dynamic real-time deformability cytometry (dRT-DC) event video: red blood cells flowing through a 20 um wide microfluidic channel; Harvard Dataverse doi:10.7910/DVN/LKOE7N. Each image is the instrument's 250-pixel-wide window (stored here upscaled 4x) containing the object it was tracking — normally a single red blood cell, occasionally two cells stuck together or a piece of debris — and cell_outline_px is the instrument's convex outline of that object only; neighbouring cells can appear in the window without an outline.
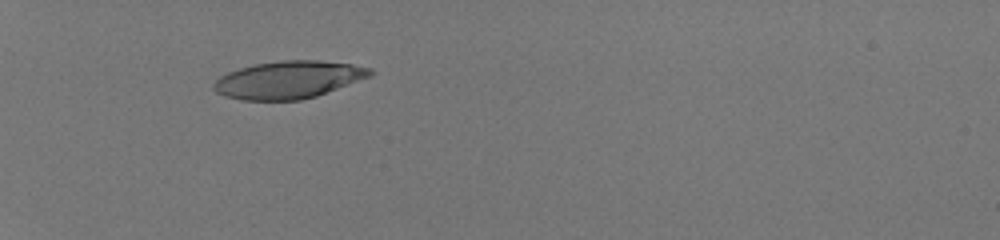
{"species": "human", "species_latin": "Homo sapiens", "temperature_condition": "room temperature", "stored_images_in_passage": 34, "camera_frame_rate_fps": 3000, "um_per_image_px": 0.085, "donor": {"sex": "male"}, "frame": {"image": 1, "passage_image": 1, "time_ms": 0.0, "image_size_px": [1000, 240], "cell_outline_px": [[376, 72], [372, 76], [316, 96], [300, 100], [244, 100], [224, 96], [216, 92], [212, 88], [212, 84], [220, 76], [228, 72], [240, 68], [256, 64], [280, 60], [316, 60], [352, 64], [372, 68]], "centroid_in_image_um": [24.54, 6.77], "position_along_channel_um": 60.5, "area_um2": 34.28}}
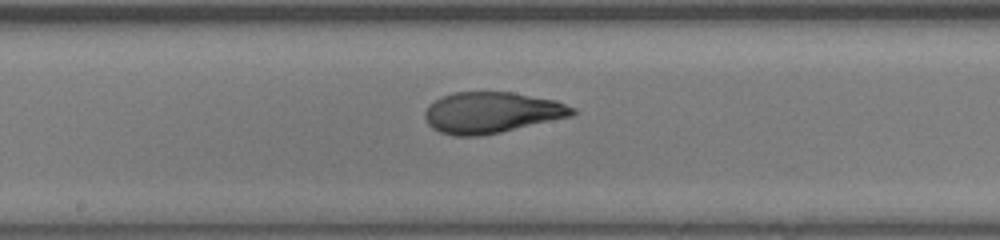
{"frame": {"image": 2, "passage_image": 14, "time_ms": 4.333, "image_size_px": [1000, 240], "cell_outline_px": [[576, 112], [572, 116], [500, 132], [480, 136], [452, 136], [440, 132], [432, 128], [428, 124], [424, 116], [424, 112], [428, 104], [440, 96], [452, 92], [512, 92], [556, 100], [576, 108]], "centroid_in_image_um": [41.75, 9.56], "position_along_channel_um": 206.4, "area_um2": 35.55}}
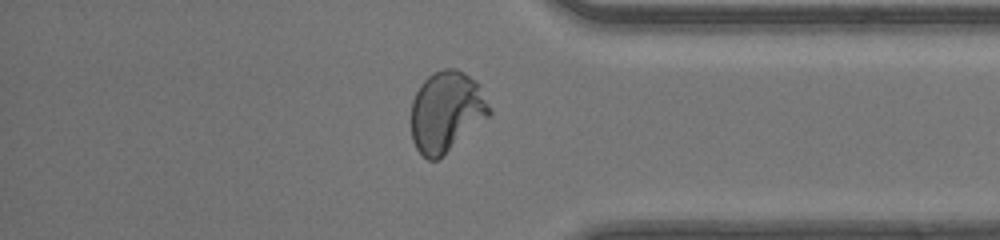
{"frame": {"image": 3, "passage_image": 28, "time_ms": 9.0, "image_size_px": [1000, 240], "cell_outline_px": [[492, 112], [488, 116], [436, 160], [428, 160], [416, 148], [412, 140], [412, 100], [420, 84], [432, 72], [444, 68], [456, 68], [464, 72], [480, 84], [492, 108]], "centroid_in_image_um": [37.94, 9.43], "position_along_channel_um": 397.3, "area_um2": 36.47}, "authors_computed_cell_mechanics": {"area_um2": 35.0557, "velocity_mm_per_s": 4.1657, "shape_relaxation_time_tau1_ms": 7.85, "shape_relaxation_time_tau2_ms": null, "deformation_change_tau1": 0.3267, "deformation_change_tau2": null}}